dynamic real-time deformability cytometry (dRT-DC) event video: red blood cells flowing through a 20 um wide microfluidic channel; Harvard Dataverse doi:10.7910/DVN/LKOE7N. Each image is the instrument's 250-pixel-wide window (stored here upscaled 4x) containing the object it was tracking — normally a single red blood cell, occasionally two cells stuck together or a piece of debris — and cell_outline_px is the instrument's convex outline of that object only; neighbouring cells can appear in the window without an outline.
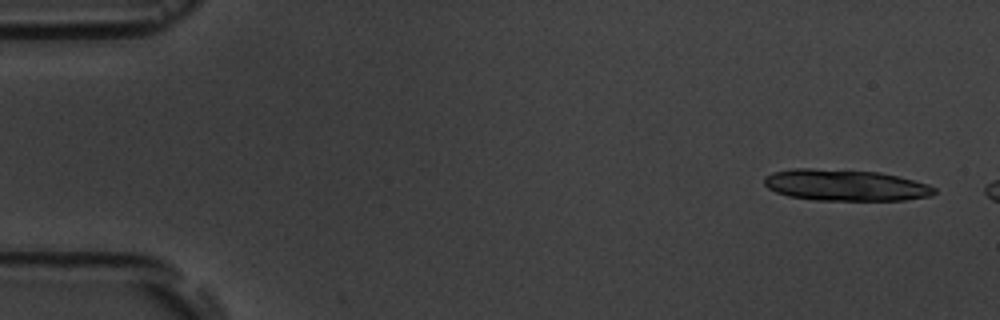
{"species": "common noctule bat (a hibernating species)", "species_latin": "Nyctalus noctula", "temperature_condition": "room temperature", "stored_images_in_passage": 3, "camera_frame_rate_fps": 3000, "um_per_image_px": 0.085, "animal": {"sex": "male", "body_mass_g": 19.5, "forearm_length_mm": 54.6}, "frame": {"image": 1, "passage_image": 1, "time_ms": 0.0, "image_size_px": [1000, 320], "cell_outline_px": [[936, 192], [932, 196], [904, 200], [816, 200], [788, 196], [776, 192], [768, 188], [764, 184], [764, 176], [772, 172], [792, 168], [812, 168], [880, 172], [928, 184], [936, 188]], "centroid_in_image_um": [71.83, 15.74], "position_along_channel_um": 13.2, "area_um2": 31.15}}